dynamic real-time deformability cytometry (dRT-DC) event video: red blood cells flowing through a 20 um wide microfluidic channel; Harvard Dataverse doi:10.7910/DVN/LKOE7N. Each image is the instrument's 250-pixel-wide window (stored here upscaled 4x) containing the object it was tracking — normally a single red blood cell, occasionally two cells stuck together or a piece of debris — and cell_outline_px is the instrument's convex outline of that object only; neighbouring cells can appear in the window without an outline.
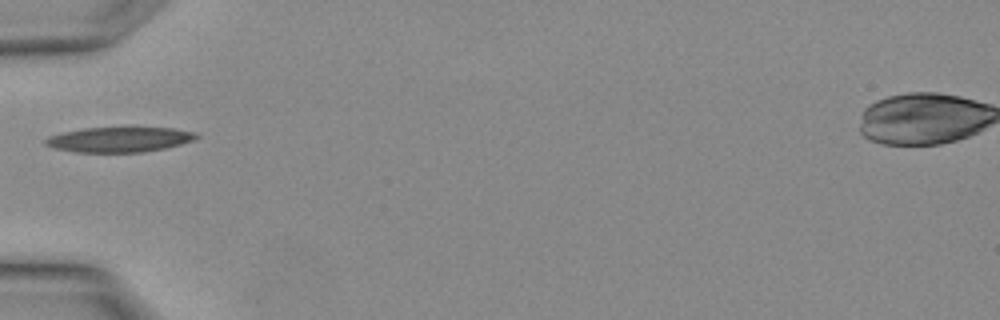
{"species": "Egyptian fruit bat (a non-hibernating species)", "species_latin": "Rousettus aegyptiacus", "temperature_condition": "warm", "stored_images_in_passage": 3, "camera_frame_rate_fps": 3000, "um_per_image_px": 0.085, "animal": {"sex": "female"}, "frame": {"image": 1, "passage_image": 3, "time_ms": 0.667, "image_size_px": [1000, 320], "cell_outline_px": [[200, 136], [192, 140], [180, 144], [164, 148], [144, 152], [76, 152], [52, 148], [44, 144], [44, 140], [48, 136], [64, 132], [84, 128], [172, 128], [196, 132]], "centroid_in_image_um": [10.11, 11.86], "position_along_channel_um": 74.9, "area_um2": 21.91}}